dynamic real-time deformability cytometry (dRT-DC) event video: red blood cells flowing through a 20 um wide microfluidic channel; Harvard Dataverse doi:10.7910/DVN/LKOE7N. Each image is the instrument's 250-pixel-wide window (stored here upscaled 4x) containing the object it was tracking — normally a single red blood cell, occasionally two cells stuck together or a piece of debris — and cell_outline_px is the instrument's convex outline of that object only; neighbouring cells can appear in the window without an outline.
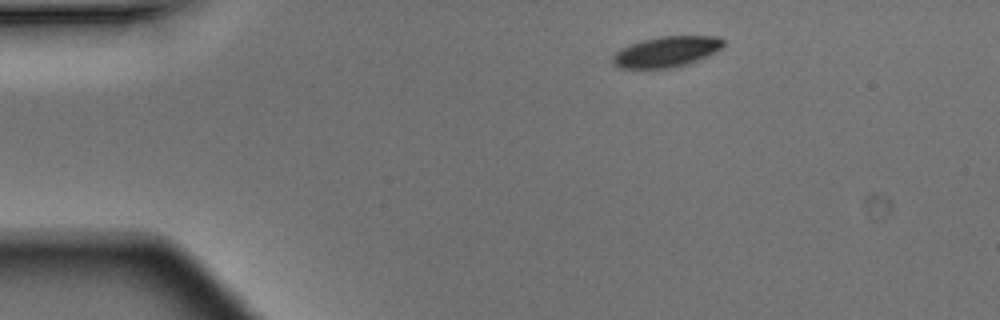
{"species": "Egyptian fruit bat (a non-hibernating species)", "species_latin": "Rousettus aegyptiacus", "temperature_condition": "warm", "stored_images_in_passage": 3, "camera_frame_rate_fps": 3000, "um_per_image_px": 0.085, "animal": {"sex": "male"}, "frame": {"image": 1, "passage_image": 1, "time_ms": 0.0, "image_size_px": [1000, 320], "cell_outline_px": [[724, 44], [720, 48], [696, 60], [684, 64], [668, 68], [620, 68], [612, 64], [612, 56], [620, 48], [644, 40], [660, 36], [716, 36], [724, 40]], "centroid_in_image_um": [56.58, 4.39], "position_along_channel_um": 28.4, "area_um2": 19.31}}
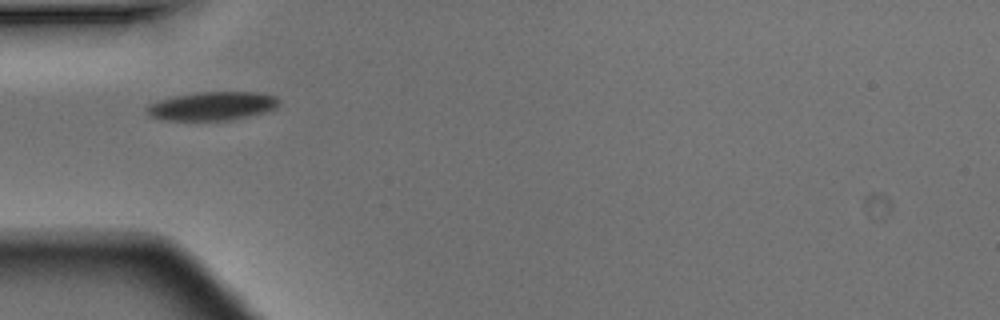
{"frame": {"image": 2, "passage_image": 3, "time_ms": 0.667, "image_size_px": [1000, 320], "cell_outline_px": [[280, 104], [276, 108], [264, 112], [232, 120], [160, 120], [148, 116], [144, 108], [160, 100], [176, 96], [200, 92], [260, 92], [276, 96], [280, 100]], "centroid_in_image_um": [18.06, 9.02], "position_along_channel_um": 66.9, "area_um2": 22.08}}